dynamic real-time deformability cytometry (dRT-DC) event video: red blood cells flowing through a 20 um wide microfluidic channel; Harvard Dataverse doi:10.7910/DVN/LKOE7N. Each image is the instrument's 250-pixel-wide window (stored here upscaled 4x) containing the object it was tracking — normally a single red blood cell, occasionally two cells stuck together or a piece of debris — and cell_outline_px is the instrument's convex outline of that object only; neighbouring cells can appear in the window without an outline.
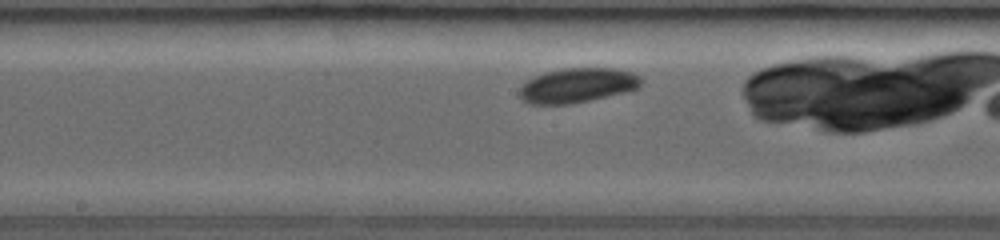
{"species": "common noctule bat (a hibernating species)", "species_latin": "Nyctalus noctula", "temperature_condition": "room temperature", "stored_images_in_passage": 24, "camera_frame_rate_fps": 3000, "um_per_image_px": 0.085, "animal": {"sex": "female", "body_mass_g": 19.0, "forearm_length_mm": 53.3}, "frame": {"image": 1, "passage_image": 8, "time_ms": 2.333, "image_size_px": [1000, 240], "cell_outline_px": [[644, 80], [640, 88], [628, 92], [572, 104], [528, 104], [520, 100], [520, 88], [532, 76], [544, 72], [560, 68], [616, 68], [632, 72], [640, 76]], "centroid_in_image_um": [49.12, 7.25], "position_along_channel_um": 199.1, "area_um2": 25.09}}
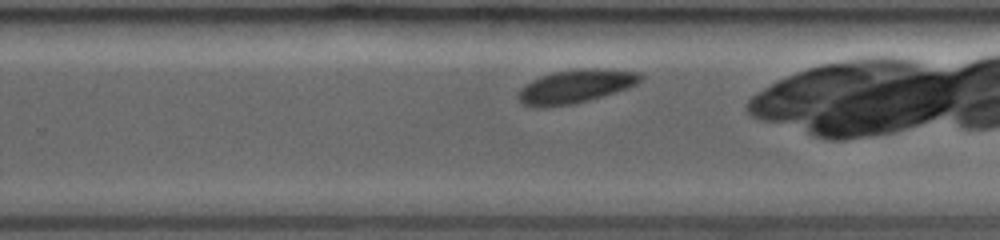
{"frame": {"image": 2, "passage_image": 14, "time_ms": 4.333, "image_size_px": [1000, 240], "cell_outline_px": [[644, 76], [636, 84], [628, 88], [588, 100], [572, 104], [544, 108], [536, 108], [524, 104], [516, 96], [520, 88], [532, 80], [540, 76], [552, 72], [576, 68], [604, 68], [640, 72]], "centroid_in_image_um": [48.91, 7.33], "position_along_channel_um": 280.9, "area_um2": 24.1}}
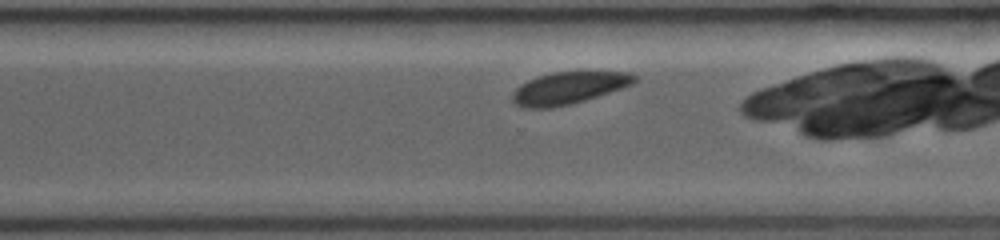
{"frame": {"image": 3, "passage_image": 17, "time_ms": 5.333, "image_size_px": [1000, 240], "cell_outline_px": [[640, 80], [624, 88], [572, 104], [552, 108], [524, 108], [516, 104], [512, 100], [512, 92], [520, 84], [528, 80], [552, 72], [632, 72]], "centroid_in_image_um": [48.36, 7.48], "position_along_channel_um": 322.2, "area_um2": 23.0}}